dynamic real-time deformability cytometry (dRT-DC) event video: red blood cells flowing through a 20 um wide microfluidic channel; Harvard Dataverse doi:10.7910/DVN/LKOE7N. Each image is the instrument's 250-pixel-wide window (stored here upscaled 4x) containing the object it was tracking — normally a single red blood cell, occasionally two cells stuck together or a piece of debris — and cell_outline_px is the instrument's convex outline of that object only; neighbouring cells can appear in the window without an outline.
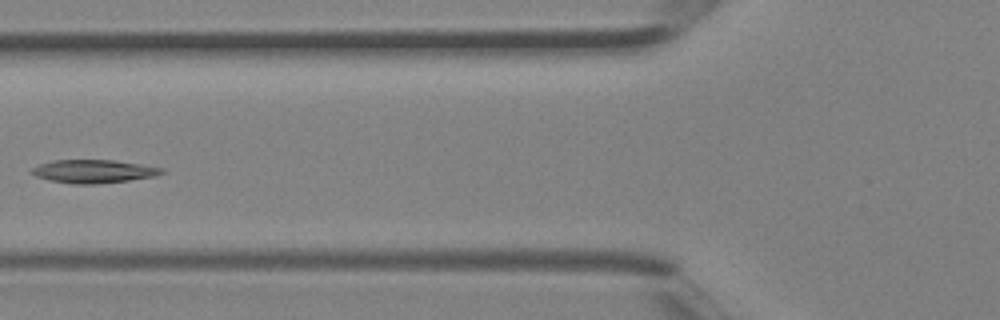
{"species": "Egyptian fruit bat (a non-hibernating species)", "species_latin": "Rousettus aegyptiacus", "temperature_condition": "room temperature", "stored_images_in_passage": 4, "camera_frame_rate_fps": 3000, "um_per_image_px": 0.085, "animal": {"sex": "female"}, "frame": {"image": 1, "passage_image": 4, "time_ms": 1.0, "image_size_px": [1000, 320], "cell_outline_px": [[164, 172], [156, 176], [128, 180], [96, 184], [72, 184], [52, 180], [36, 176], [28, 172], [32, 168], [40, 164], [52, 160], [116, 160], [164, 168]], "centroid_in_image_um": [7.95, 14.56], "position_along_channel_um": 117.8, "area_um2": 17.57}}